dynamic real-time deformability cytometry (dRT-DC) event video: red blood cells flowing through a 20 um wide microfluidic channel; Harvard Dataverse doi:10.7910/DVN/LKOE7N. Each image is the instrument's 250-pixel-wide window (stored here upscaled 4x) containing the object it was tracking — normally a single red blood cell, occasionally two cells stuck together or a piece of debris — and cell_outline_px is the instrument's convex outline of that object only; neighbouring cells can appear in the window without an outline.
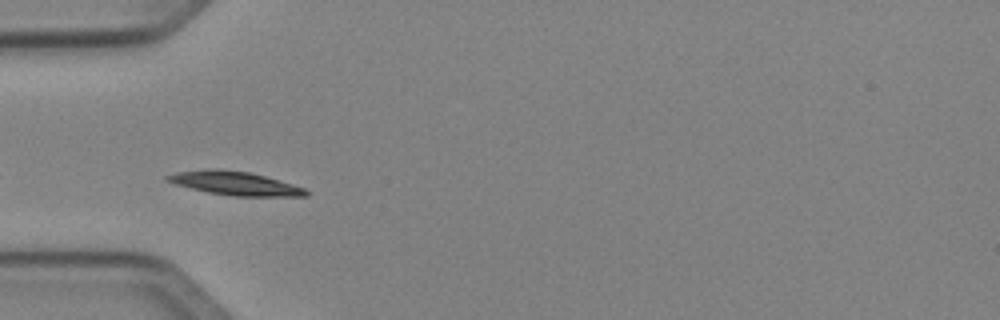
{"species": "Egyptian fruit bat (a non-hibernating species)", "species_latin": "Rousettus aegyptiacus", "temperature_condition": "cold", "stored_images_in_passage": 6, "camera_frame_rate_fps": 3000, "um_per_image_px": 0.085, "animal": {"sex": "female"}, "frame": {"image": 1, "passage_image": 1, "time_ms": 0.0, "image_size_px": [1000, 320], "cell_outline_px": [[308, 196], [232, 196], [208, 192], [176, 184], [164, 180], [164, 176], [176, 172], [208, 168], [248, 172], [264, 176], [292, 184], [304, 188], [308, 192]], "centroid_in_image_um": [19.93, 15.58], "position_along_channel_um": 65.1, "area_um2": 18.84}}
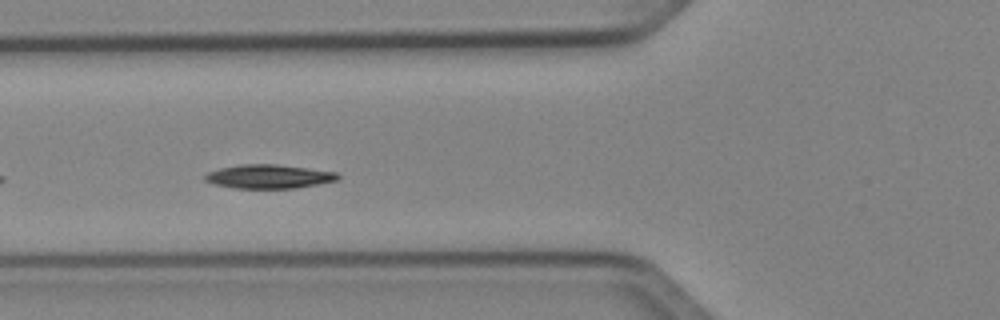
{"frame": {"image": 2, "passage_image": 4, "time_ms": 1.0, "image_size_px": [1000, 320], "cell_outline_px": [[340, 176], [336, 180], [296, 188], [236, 188], [216, 184], [204, 180], [204, 176], [208, 172], [220, 168], [240, 164], [276, 164], [336, 172]], "centroid_in_image_um": [22.82, 14.99], "position_along_channel_um": 103.0, "area_um2": 18.21}}